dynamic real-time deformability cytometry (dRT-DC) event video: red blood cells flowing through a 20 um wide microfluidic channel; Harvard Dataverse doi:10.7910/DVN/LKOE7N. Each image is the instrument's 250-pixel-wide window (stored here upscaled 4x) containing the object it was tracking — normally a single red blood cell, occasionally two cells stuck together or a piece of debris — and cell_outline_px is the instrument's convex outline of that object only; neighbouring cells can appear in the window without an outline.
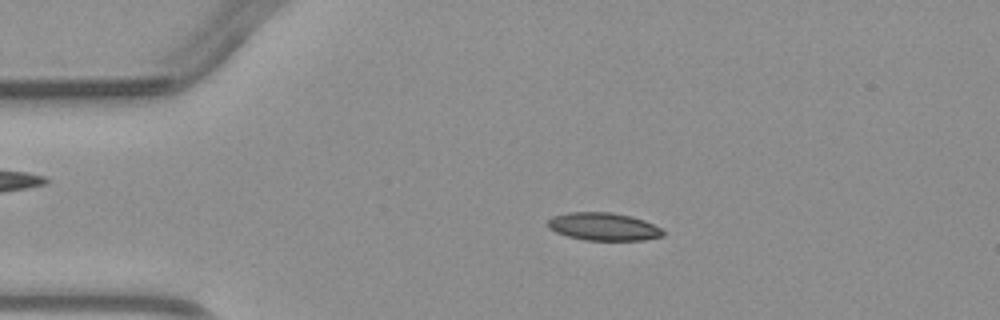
{"species": "common noctule bat (a hibernating species)", "species_latin": "Nyctalus noctula", "temperature_condition": "warm", "stored_images_in_passage": 2, "camera_frame_rate_fps": 3000, "um_per_image_px": 0.085, "animal": {"sex": "male", "body_mass_g": 23.1, "forearm_length_mm": 52.7}, "frame": {"image": 1, "passage_image": 2, "time_ms": 1.0, "image_size_px": [1000, 320], "cell_outline_px": [[664, 236], [644, 240], [584, 240], [568, 236], [556, 232], [548, 228], [548, 220], [552, 216], [568, 212], [612, 212], [632, 216], [644, 220], [660, 228], [664, 232]], "centroid_in_image_um": [51.29, 19.26], "position_along_channel_um": 33.7, "area_um2": 18.73}}